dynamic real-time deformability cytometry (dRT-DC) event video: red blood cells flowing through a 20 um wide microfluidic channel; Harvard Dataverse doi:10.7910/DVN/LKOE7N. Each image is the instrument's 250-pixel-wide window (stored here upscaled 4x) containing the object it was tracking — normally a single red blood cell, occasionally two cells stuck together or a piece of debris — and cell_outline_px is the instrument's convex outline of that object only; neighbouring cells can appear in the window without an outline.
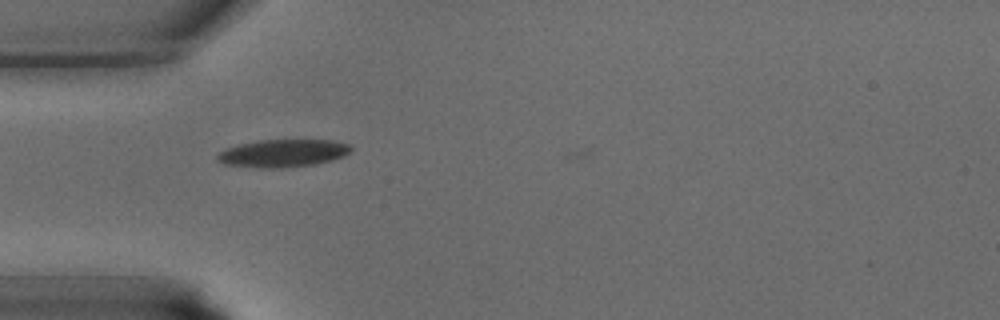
{"species": "common noctule bat (a hibernating species)", "species_latin": "Nyctalus noctula", "temperature_condition": "warm", "stored_images_in_passage": 3, "camera_frame_rate_fps": 3000, "um_per_image_px": 0.085, "animal": {"sex": "male", "body_mass_g": 15.6}, "frame": {"image": 1, "passage_image": 1, "time_ms": 0.0, "image_size_px": [1000, 320], "cell_outline_px": [[352, 152], [344, 156], [332, 160], [316, 164], [280, 168], [260, 168], [224, 164], [216, 160], [216, 156], [220, 152], [236, 144], [260, 140], [332, 140], [348, 144], [352, 148]], "centroid_in_image_um": [24.05, 13.02], "position_along_channel_um": 60.9, "area_um2": 21.68}}